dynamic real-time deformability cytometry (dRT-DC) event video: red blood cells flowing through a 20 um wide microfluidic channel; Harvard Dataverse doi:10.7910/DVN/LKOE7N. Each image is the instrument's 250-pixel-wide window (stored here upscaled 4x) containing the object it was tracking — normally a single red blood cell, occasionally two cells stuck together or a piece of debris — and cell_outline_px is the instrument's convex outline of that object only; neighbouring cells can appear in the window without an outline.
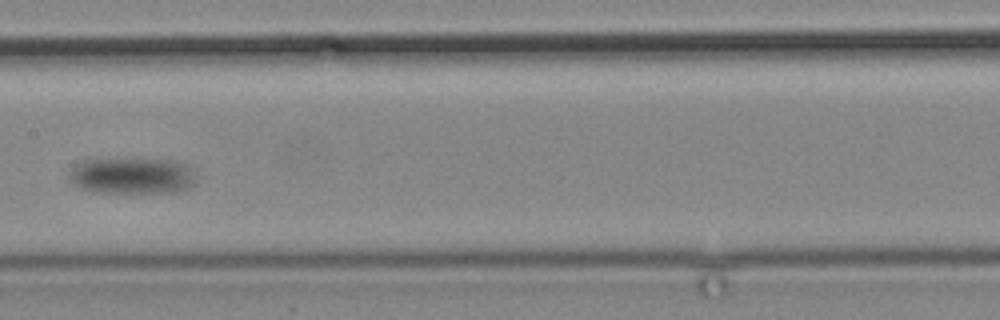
{"species": "common noctule bat (a hibernating species)", "species_latin": "Nyctalus noctula", "temperature_condition": "cold", "stored_images_in_passage": 6, "camera_frame_rate_fps": 3000, "um_per_image_px": 0.085, "animal": {"sex": "male", "body_mass_g": 19.2, "forearm_length_mm": 51.8}, "frame": {"image": 1, "passage_image": 6, "time_ms": 6.0, "image_size_px": [1000, 320], "cell_outline_px": [[192, 184], [176, 192], [92, 192], [80, 188], [72, 184], [68, 176], [68, 172], [80, 160], [96, 156], [112, 156], [176, 160], [188, 164], [192, 176]], "centroid_in_image_um": [11.07, 14.86], "position_along_channel_um": 196.3, "area_um2": 27.98}}